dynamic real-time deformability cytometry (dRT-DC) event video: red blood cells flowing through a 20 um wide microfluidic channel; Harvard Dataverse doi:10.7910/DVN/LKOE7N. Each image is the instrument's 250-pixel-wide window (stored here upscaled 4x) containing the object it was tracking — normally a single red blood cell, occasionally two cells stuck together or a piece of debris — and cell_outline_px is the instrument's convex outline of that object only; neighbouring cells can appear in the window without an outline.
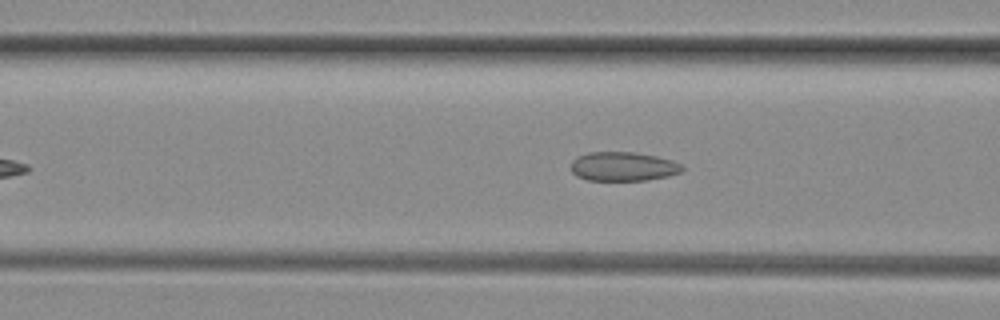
{"species": "common noctule bat (a hibernating species)", "species_latin": "Nyctalus noctula", "temperature_condition": "room temperature", "stored_images_in_passage": 5, "camera_frame_rate_fps": 3000, "um_per_image_px": 0.085, "animal": {"sex": "female", "body_mass_g": 29.2, "forearm_length_mm": 56.3}, "frame": {"image": 1, "passage_image": 5, "time_ms": 1.333, "image_size_px": [1000, 320], "cell_outline_px": [[684, 168], [680, 172], [668, 176], [648, 180], [588, 180], [576, 176], [572, 172], [572, 160], [576, 156], [588, 152], [636, 152], [656, 156], [672, 160], [680, 164]], "centroid_in_image_um": [52.95, 14.14], "position_along_channel_um": 113.7, "area_um2": 18.9}}